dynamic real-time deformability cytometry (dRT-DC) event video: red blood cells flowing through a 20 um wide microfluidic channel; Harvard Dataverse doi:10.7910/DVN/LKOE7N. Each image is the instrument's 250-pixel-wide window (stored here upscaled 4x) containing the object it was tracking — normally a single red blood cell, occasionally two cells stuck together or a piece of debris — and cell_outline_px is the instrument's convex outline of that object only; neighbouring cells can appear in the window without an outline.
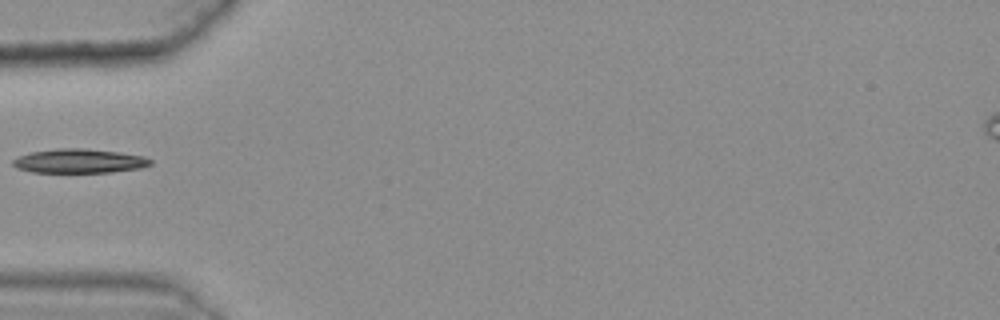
{"species": "common noctule bat (a hibernating species)", "species_latin": "Nyctalus noctula", "temperature_condition": "warm", "stored_images_in_passage": 15, "camera_frame_rate_fps": 3000, "um_per_image_px": 0.085, "animal": {"sex": "female", "body_mass_g": 25.1}, "frame": {"image": 1, "passage_image": 1, "time_ms": 0.0, "image_size_px": [1000, 320], "cell_outline_px": [[152, 164], [140, 168], [112, 172], [32, 172], [16, 168], [12, 164], [12, 160], [28, 152], [56, 148], [84, 148], [120, 152], [144, 156], [152, 160]], "centroid_in_image_um": [6.73, 13.68], "position_along_channel_um": 78.3, "area_um2": 19.48}}
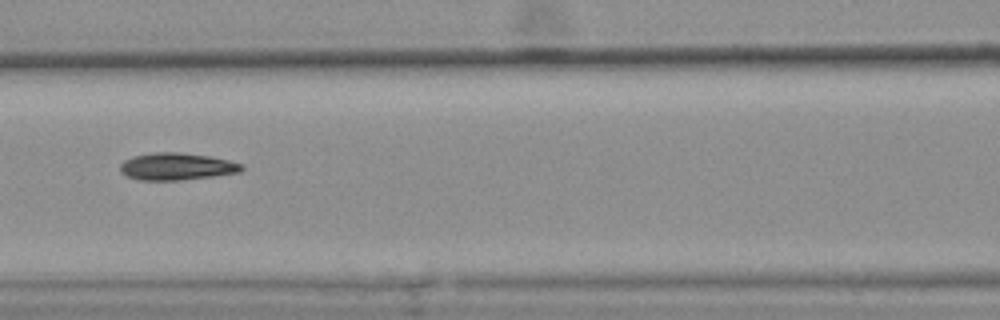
{"frame": {"image": 2, "passage_image": 7, "time_ms": 2.0, "image_size_px": [1000, 320], "cell_outline_px": [[244, 168], [240, 172], [212, 176], [180, 180], [140, 180], [128, 176], [120, 172], [120, 164], [124, 160], [132, 156], [152, 152], [180, 152], [208, 156], [228, 160], [244, 164]], "centroid_in_image_um": [15.0, 14.14], "position_along_channel_um": 151.6, "area_um2": 19.25}}